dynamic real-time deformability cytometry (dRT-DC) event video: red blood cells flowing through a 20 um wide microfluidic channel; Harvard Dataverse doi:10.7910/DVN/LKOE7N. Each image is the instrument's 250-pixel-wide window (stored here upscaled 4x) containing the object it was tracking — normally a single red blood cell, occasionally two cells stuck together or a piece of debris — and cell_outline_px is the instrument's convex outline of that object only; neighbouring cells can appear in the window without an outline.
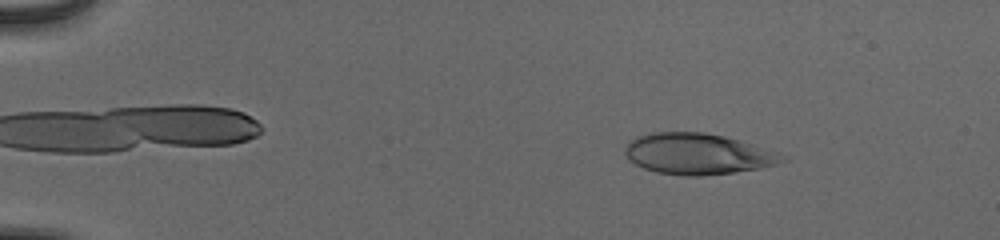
{"species": "human", "species_latin": "Homo sapiens", "temperature_condition": "cold", "stored_images_in_passage": 46, "camera_frame_rate_fps": 3000, "um_per_image_px": 0.085, "donor": {"sex": "male"}, "frame": {"image": 1, "passage_image": 1, "time_ms": 0.0, "image_size_px": [1000, 240], "cell_outline_px": [[788, 160], [776, 164], [760, 168], [732, 172], [700, 176], [684, 176], [656, 172], [644, 168], [628, 160], [624, 152], [624, 148], [628, 140], [636, 136], [652, 132], [704, 132], [724, 136], [740, 140], [780, 152]], "centroid_in_image_um": [59.28, 13.07], "position_along_channel_um": 25.7, "area_um2": 37.86}}
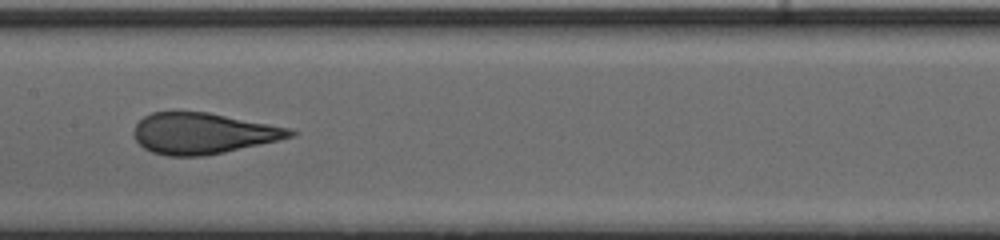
{"frame": {"image": 2, "passage_image": 22, "time_ms": 7.0, "image_size_px": [1000, 240], "cell_outline_px": [[296, 136], [280, 140], [224, 152], [204, 156], [168, 156], [152, 152], [144, 148], [136, 140], [132, 132], [136, 124], [144, 116], [152, 112], [208, 112], [288, 128], [296, 132]], "centroid_in_image_um": [17.23, 11.34], "position_along_channel_um": 190.2, "area_um2": 37.17}}
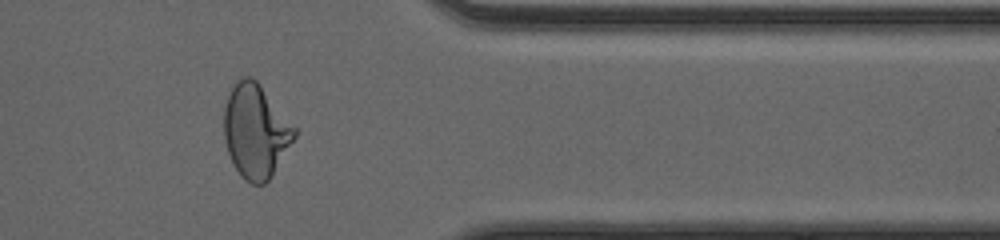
{"frame": {"image": 3, "passage_image": 38, "time_ms": 12.333, "image_size_px": [1000, 240], "cell_outline_px": [[296, 136], [268, 180], [264, 184], [252, 184], [244, 180], [240, 176], [228, 152], [224, 140], [224, 108], [228, 96], [232, 88], [244, 76], [252, 76], [260, 84], [296, 128]], "centroid_in_image_um": [21.72, 11.15], "position_along_channel_um": 389.7, "area_um2": 37.97}, "authors_computed_cell_mechanics": {"area_um2": 37.8012, "velocity_mm_per_s": 3.9174, "shape_relaxation_time_tau1_ms": 5.8746, "shape_relaxation_time_tau2_ms": null, "deformation_change_tau1": 0.2231, "deformation_change_tau2": null}}